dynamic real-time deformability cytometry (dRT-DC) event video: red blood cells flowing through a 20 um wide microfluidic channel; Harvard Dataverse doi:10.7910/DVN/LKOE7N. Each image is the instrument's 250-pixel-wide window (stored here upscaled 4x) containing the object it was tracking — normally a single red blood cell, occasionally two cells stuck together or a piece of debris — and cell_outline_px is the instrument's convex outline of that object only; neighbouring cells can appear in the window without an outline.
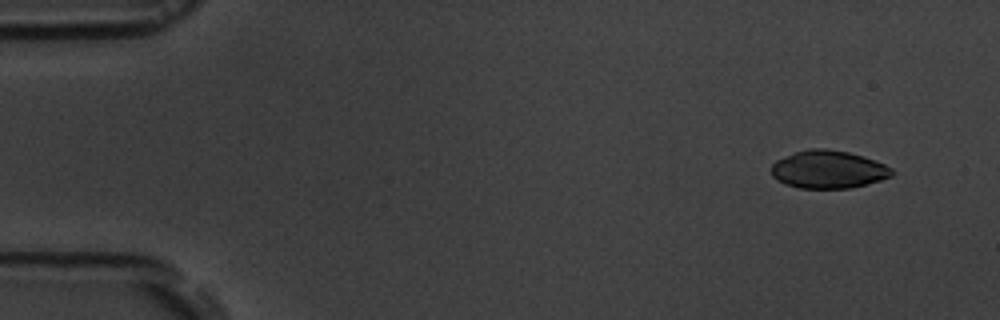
{"species": "common noctule bat (a hibernating species)", "species_latin": "Nyctalus noctula", "temperature_condition": "room temperature", "stored_images_in_passage": 3, "camera_frame_rate_fps": 3000, "um_per_image_px": 0.085, "animal": {"sex": "male", "body_mass_g": 19.5, "forearm_length_mm": 54.6}, "frame": {"image": 1, "passage_image": 1, "time_ms": 0.0, "image_size_px": [1000, 320], "cell_outline_px": [[892, 176], [880, 180], [848, 188], [800, 188], [784, 184], [776, 180], [772, 176], [772, 164], [776, 160], [796, 152], [808, 148], [824, 148], [848, 152], [864, 156], [884, 164], [892, 168]], "centroid_in_image_um": [70.38, 14.4], "position_along_channel_um": 14.6, "area_um2": 26.47}}